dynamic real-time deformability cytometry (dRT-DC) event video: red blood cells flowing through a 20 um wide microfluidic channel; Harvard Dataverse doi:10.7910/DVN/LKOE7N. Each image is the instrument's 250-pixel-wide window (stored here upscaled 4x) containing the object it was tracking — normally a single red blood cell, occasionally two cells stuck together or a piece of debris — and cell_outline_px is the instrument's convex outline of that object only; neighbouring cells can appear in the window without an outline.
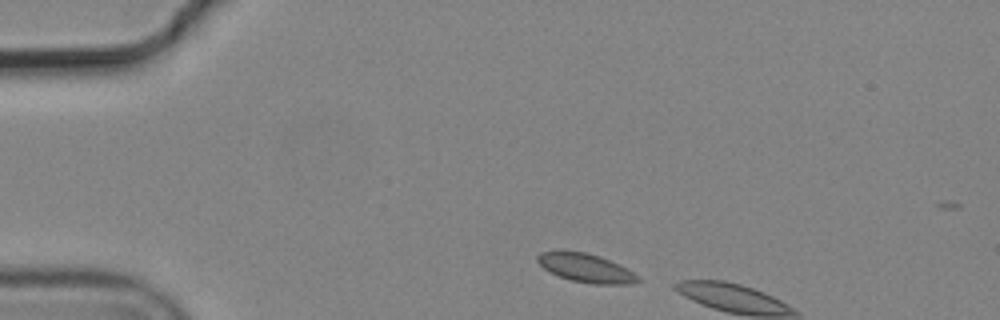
{"species": "common noctule bat (a hibernating species)", "species_latin": "Nyctalus noctula", "temperature_condition": "cold", "stored_images_in_passage": 2, "camera_frame_rate_fps": 3000, "um_per_image_px": 0.085, "animal": {"sex": "male", "body_mass_g": 19.2, "forearm_length_mm": 51.8}, "frame": {"image": 1, "passage_image": 1, "time_ms": 0.0, "image_size_px": [1000, 320], "cell_outline_px": [[640, 280], [632, 284], [592, 284], [572, 280], [560, 276], [544, 268], [536, 260], [536, 256], [540, 252], [560, 248], [588, 252], [608, 260], [640, 276]], "centroid_in_image_um": [49.73, 22.73], "position_along_channel_um": 35.3, "area_um2": 16.94}}